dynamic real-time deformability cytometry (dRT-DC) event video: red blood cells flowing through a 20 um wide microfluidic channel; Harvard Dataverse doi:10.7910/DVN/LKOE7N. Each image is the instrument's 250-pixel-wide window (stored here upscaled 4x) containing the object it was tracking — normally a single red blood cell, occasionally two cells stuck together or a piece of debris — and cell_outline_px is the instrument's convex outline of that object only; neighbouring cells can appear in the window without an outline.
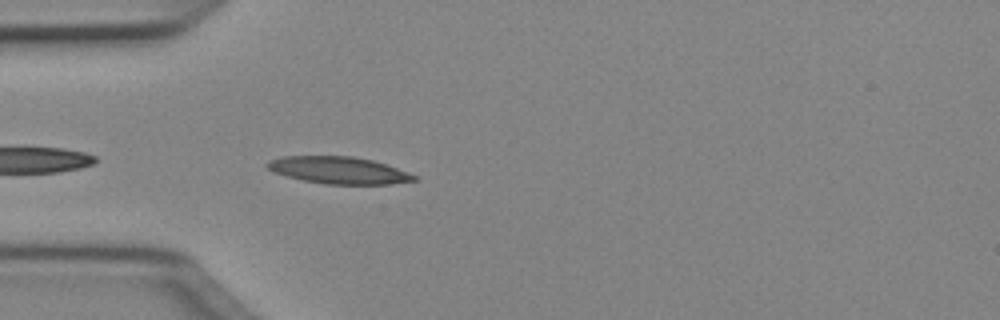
{"species": "Egyptian fruit bat (a non-hibernating species)", "species_latin": "Rousettus aegyptiacus", "temperature_condition": "cold", "stored_images_in_passage": 6, "camera_frame_rate_fps": 3000, "um_per_image_px": 0.085, "animal": {"sex": "female"}, "frame": {"image": 1, "passage_image": 2, "time_ms": 0.333, "image_size_px": [1000, 320], "cell_outline_px": [[420, 180], [388, 184], [324, 184], [304, 180], [272, 172], [264, 164], [268, 160], [280, 156], [352, 156], [372, 160], [396, 168], [416, 176]], "centroid_in_image_um": [28.74, 14.46], "position_along_channel_um": 56.3, "area_um2": 23.06}}